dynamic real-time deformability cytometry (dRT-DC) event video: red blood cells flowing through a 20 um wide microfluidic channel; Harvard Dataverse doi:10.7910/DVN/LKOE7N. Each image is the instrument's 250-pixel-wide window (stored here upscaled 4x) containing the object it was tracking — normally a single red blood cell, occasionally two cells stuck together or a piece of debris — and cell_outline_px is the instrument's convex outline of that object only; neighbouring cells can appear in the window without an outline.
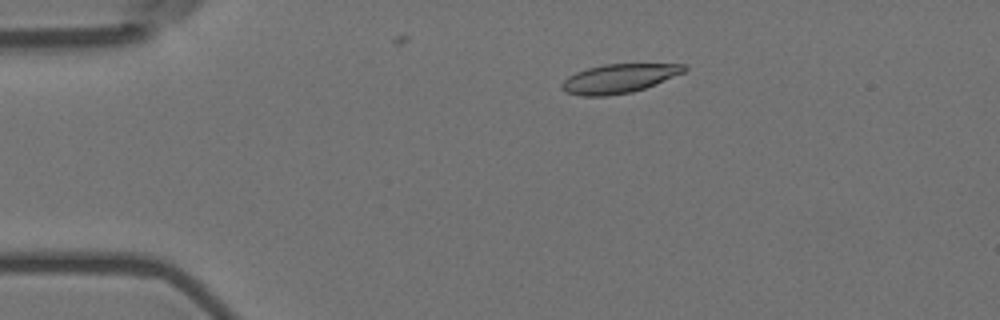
{"species": "Egyptian fruit bat (a non-hibernating species)", "species_latin": "Rousettus aegyptiacus", "temperature_condition": "room temperature", "stored_images_in_passage": 5, "camera_frame_rate_fps": 3000, "um_per_image_px": 0.085, "animal": {"sex": "female"}, "frame": {"image": 1, "passage_image": 2, "time_ms": 0.333, "image_size_px": [1000, 320], "cell_outline_px": [[688, 68], [684, 72], [644, 88], [632, 92], [608, 96], [580, 96], [564, 92], [560, 88], [560, 84], [568, 76], [576, 72], [588, 68], [604, 64], [688, 64]], "centroid_in_image_um": [52.56, 6.68], "position_along_channel_um": 32.4, "area_um2": 20.69}}